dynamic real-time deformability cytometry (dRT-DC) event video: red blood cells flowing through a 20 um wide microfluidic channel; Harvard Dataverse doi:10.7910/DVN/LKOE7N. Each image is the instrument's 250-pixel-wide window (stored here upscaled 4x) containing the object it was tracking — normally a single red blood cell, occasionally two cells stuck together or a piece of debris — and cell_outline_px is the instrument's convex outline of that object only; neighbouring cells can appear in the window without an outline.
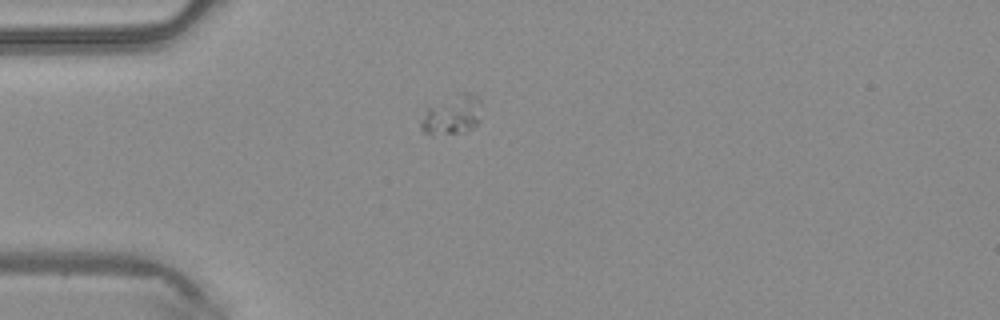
{"species": "common noctule bat (a hibernating species)", "species_latin": "Nyctalus noctula", "temperature_condition": "warm", "stored_images_in_passage": 1, "camera_frame_rate_fps": 3000, "um_per_image_px": 0.085, "animal": {"sex": "male", "body_mass_g": 20.4}, "frame": {"image": 1, "passage_image": 1, "time_ms": 0.0, "image_size_px": [1000, 320], "cell_outline_px": [[480, 120], [472, 128], [464, 132], [424, 132], [420, 128], [420, 120], [428, 108], [460, 92], [468, 92], [476, 96], [480, 100]], "centroid_in_image_um": [38.47, 9.73], "position_along_channel_um": 46.5, "area_um2": 13.29}}